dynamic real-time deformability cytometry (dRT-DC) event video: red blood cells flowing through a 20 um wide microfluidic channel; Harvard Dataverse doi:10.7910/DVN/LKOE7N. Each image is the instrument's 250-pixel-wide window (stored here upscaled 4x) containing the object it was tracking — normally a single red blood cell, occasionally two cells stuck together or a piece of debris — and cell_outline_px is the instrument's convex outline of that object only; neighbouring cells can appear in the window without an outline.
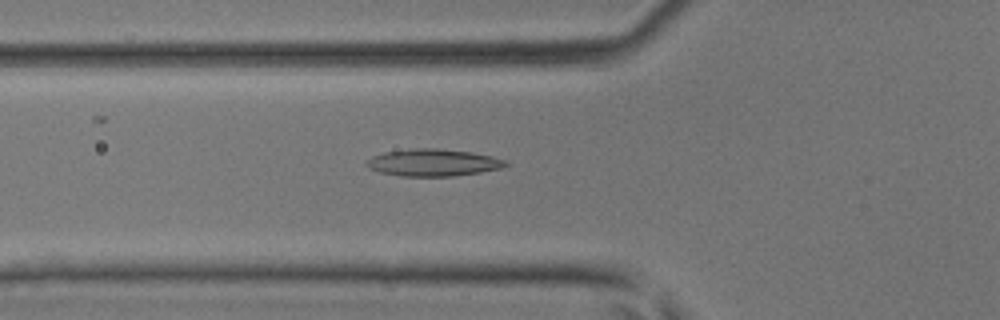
{"species": "common noctule bat (a hibernating species)", "species_latin": "Nyctalus noctula", "temperature_condition": "room temperature", "stored_images_in_passage": 27, "camera_frame_rate_fps": 3000, "um_per_image_px": 0.085, "animal": {"sex": "male", "body_mass_g": 17.9, "forearm_length_mm": 54.2}, "frame": {"image": 1, "passage_image": 3, "time_ms": 0.667, "image_size_px": [1000, 320], "cell_outline_px": [[508, 164], [500, 168], [480, 172], [452, 176], [400, 176], [380, 172], [368, 168], [364, 164], [372, 156], [384, 152], [416, 148], [436, 148], [472, 152], [492, 156], [508, 160]], "centroid_in_image_um": [36.81, 13.82], "position_along_channel_um": 89.0, "area_um2": 21.96}}
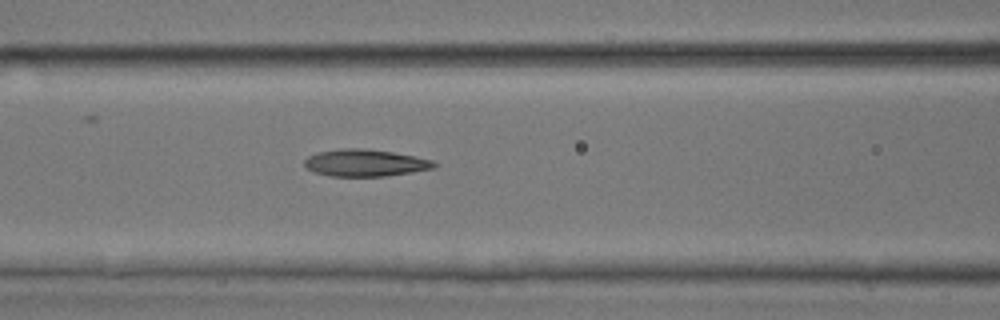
{"frame": {"image": 2, "passage_image": 6, "time_ms": 1.667, "image_size_px": [1000, 320], "cell_outline_px": [[440, 164], [436, 168], [412, 172], [384, 176], [328, 176], [316, 172], [308, 168], [304, 164], [304, 160], [308, 156], [320, 152], [340, 148], [364, 148], [392, 152], [432, 160]], "centroid_in_image_um": [31.07, 13.84], "position_along_channel_um": 135.5, "area_um2": 20.35}}
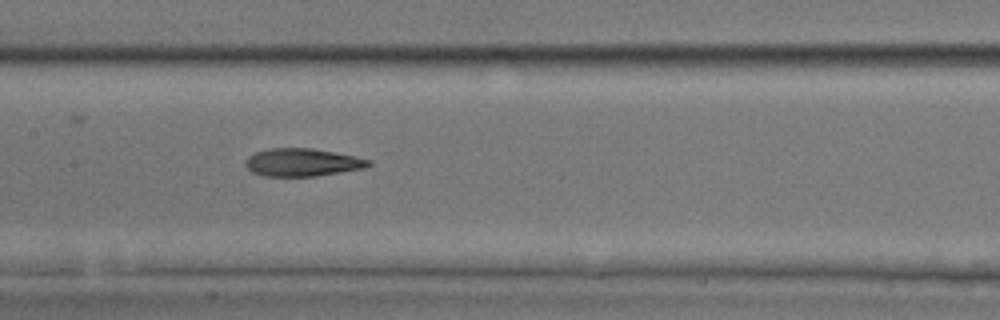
{"frame": {"image": 3, "passage_image": 9, "time_ms": 2.667, "image_size_px": [1000, 320], "cell_outline_px": [[372, 164], [364, 168], [316, 176], [264, 176], [252, 172], [244, 164], [248, 156], [256, 152], [268, 148], [312, 148], [372, 160]], "centroid_in_image_um": [25.67, 13.8], "position_along_channel_um": 181.7, "area_um2": 19.83}}